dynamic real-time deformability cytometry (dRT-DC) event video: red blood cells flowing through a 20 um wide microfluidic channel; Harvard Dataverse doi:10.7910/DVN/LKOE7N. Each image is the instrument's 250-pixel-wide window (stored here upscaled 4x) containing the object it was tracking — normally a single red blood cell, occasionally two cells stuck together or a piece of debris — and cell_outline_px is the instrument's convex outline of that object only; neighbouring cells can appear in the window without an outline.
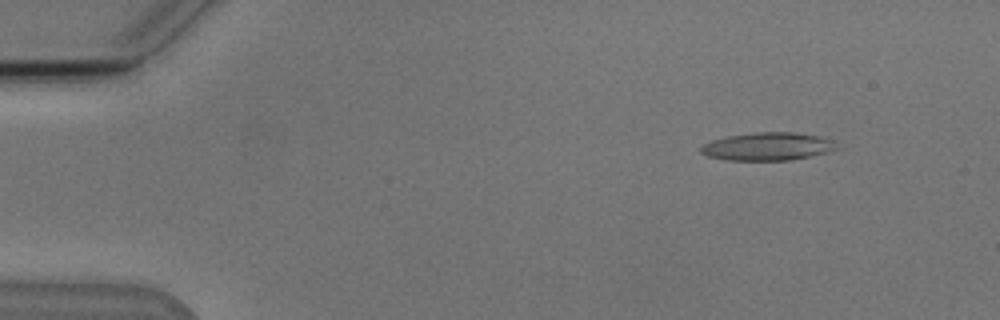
{"species": "Egyptian fruit bat (a non-hibernating species)", "species_latin": "Rousettus aegyptiacus", "temperature_condition": "cold", "stored_images_in_passage": 54, "camera_frame_rate_fps": 3000, "um_per_image_px": 0.085, "animal": {"sex": "male"}, "frame": {"image": 1, "passage_image": 7, "time_ms": 2.0, "image_size_px": [1000, 320], "cell_outline_px": [[840, 148], [828, 152], [792, 160], [728, 160], [708, 156], [700, 152], [700, 148], [704, 144], [712, 140], [728, 136], [756, 132], [792, 132], [816, 136], [832, 140]], "centroid_in_image_um": [65.26, 12.45], "position_along_channel_um": 19.7, "area_um2": 21.96}}
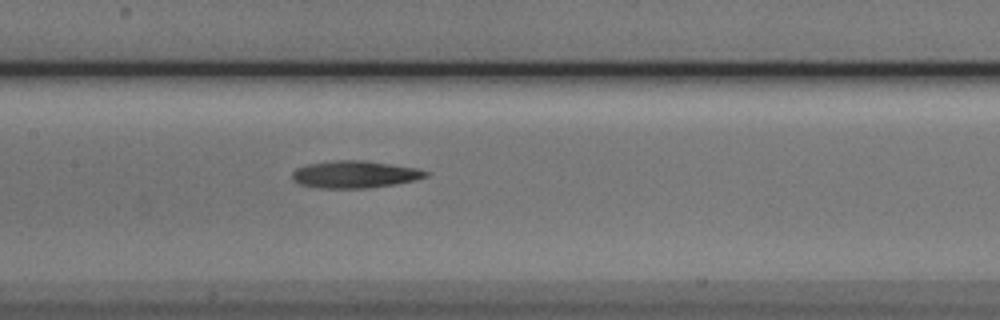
{"frame": {"image": 2, "passage_image": 27, "time_ms": 8.667, "image_size_px": [1000, 320], "cell_outline_px": [[428, 176], [416, 180], [392, 184], [364, 188], [324, 188], [300, 184], [292, 180], [292, 172], [296, 168], [308, 164], [332, 160], [368, 160], [420, 168], [428, 172]], "centroid_in_image_um": [30.17, 14.8], "position_along_channel_um": 177.2, "area_um2": 21.27}}
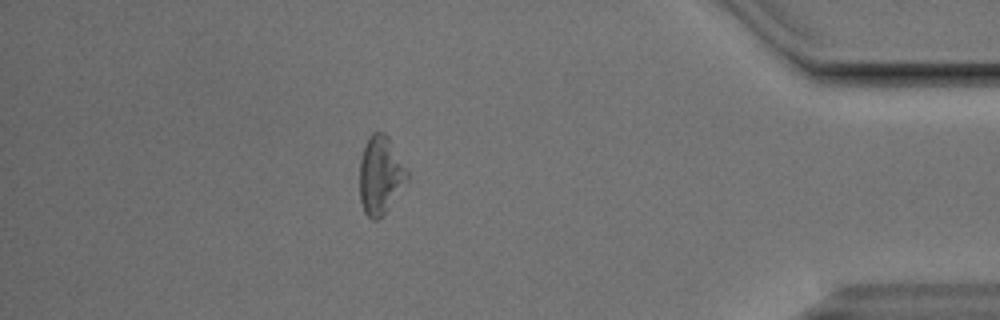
{"frame": {"image": 3, "passage_image": 48, "time_ms": 15.667, "image_size_px": [1000, 320], "cell_outline_px": [[408, 180], [384, 212], [376, 220], [372, 220], [364, 212], [360, 200], [360, 160], [364, 144], [368, 136], [372, 132], [384, 132], [388, 136], [408, 172]], "centroid_in_image_um": [32.31, 14.84], "position_along_channel_um": 402.9, "area_um2": 21.39}, "authors_computed_cell_mechanics": {"area_um2": 21.386, "velocity_mm_per_s": 3.8048, "shape_relaxation_time_tau1_ms": 6.7905, "shape_relaxation_time_tau2_ms": null, "deformation_change_tau1": 0.1481, "deformation_change_tau2": null}}